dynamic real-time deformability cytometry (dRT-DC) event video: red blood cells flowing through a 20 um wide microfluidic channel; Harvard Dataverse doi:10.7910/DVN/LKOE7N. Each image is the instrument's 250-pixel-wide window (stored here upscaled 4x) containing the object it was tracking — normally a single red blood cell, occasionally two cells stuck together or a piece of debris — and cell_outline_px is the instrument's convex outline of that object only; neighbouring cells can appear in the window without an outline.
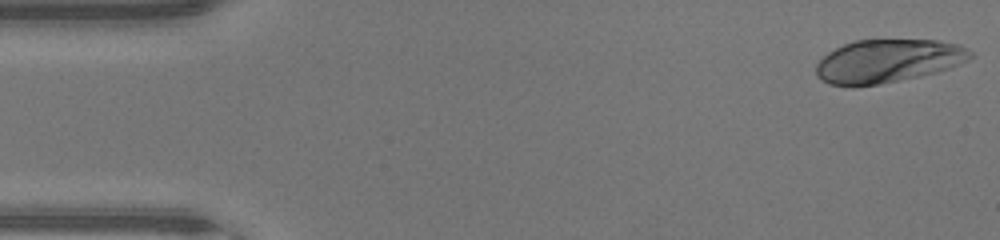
{"species": "human", "species_latin": "Homo sapiens", "temperature_condition": "warm", "stored_images_in_passage": 45, "camera_frame_rate_fps": 3000, "um_per_image_px": 0.085, "donor": {"sex": "male"}, "frame": {"image": 1, "passage_image": 1, "time_ms": 0.0, "image_size_px": [1000, 240], "cell_outline_px": [[972, 56], [968, 60], [948, 68], [936, 72], [920, 76], [880, 84], [828, 84], [820, 80], [816, 76], [816, 64], [828, 52], [844, 44], [856, 40], [936, 40], [960, 44], [972, 52]], "centroid_in_image_um": [75.48, 5.16], "position_along_channel_um": 9.5, "area_um2": 38.44}}
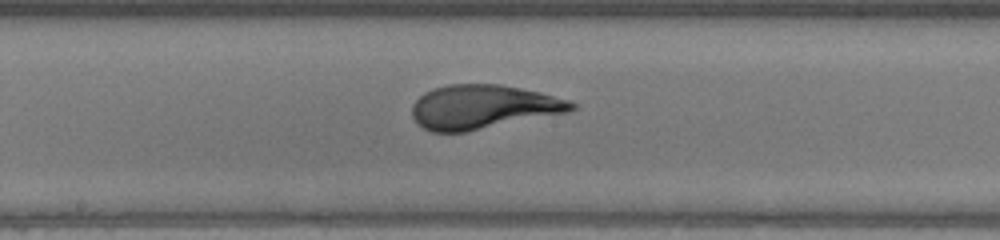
{"frame": {"image": 2, "passage_image": 23, "time_ms": 7.333, "image_size_px": [1000, 240], "cell_outline_px": [[576, 108], [568, 112], [464, 132], [432, 132], [424, 128], [412, 116], [412, 104], [424, 92], [432, 88], [448, 84], [500, 84], [540, 92], [568, 100], [576, 104]], "centroid_in_image_um": [41.03, 9.08], "position_along_channel_um": 207.2, "area_um2": 40.69}}
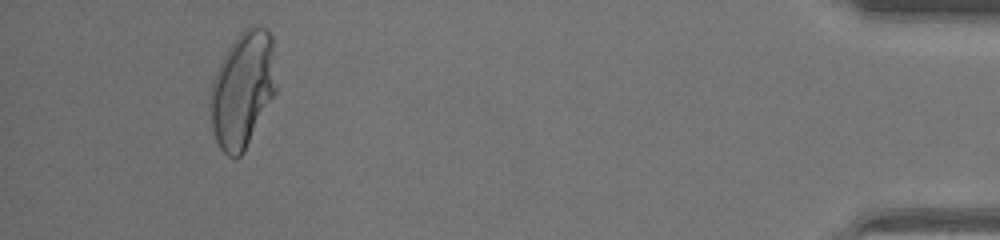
{"frame": {"image": 3, "passage_image": 42, "time_ms": 13.667, "image_size_px": [1000, 240], "cell_outline_px": [[276, 92], [244, 152], [240, 156], [228, 156], [220, 148], [216, 140], [212, 128], [208, 104], [212, 84], [216, 72], [228, 48], [240, 32], [244, 28], [252, 24], [256, 24], [264, 28], [272, 36], [276, 84]], "centroid_in_image_um": [20.62, 7.6], "position_along_channel_um": 414.6, "area_um2": 44.56}}